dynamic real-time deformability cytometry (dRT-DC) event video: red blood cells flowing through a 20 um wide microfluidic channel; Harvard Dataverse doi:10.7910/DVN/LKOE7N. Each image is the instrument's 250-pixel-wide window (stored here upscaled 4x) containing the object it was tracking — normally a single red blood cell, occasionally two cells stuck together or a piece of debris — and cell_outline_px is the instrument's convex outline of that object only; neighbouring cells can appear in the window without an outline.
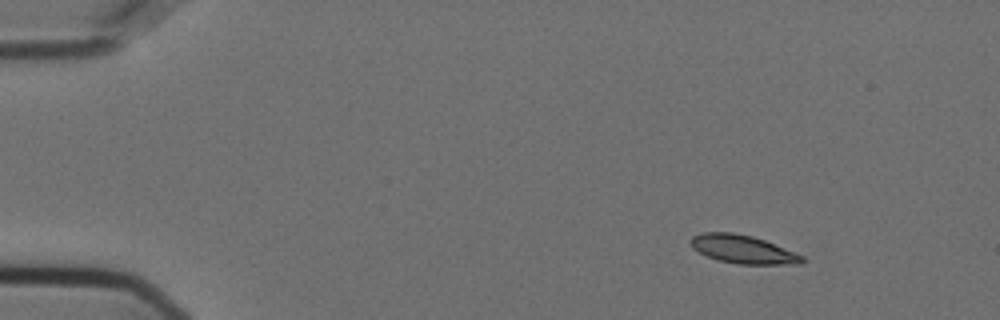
{"species": "Egyptian fruit bat (a non-hibernating species)", "species_latin": "Rousettus aegyptiacus", "temperature_condition": "cold", "stored_images_in_passage": 50, "camera_frame_rate_fps": 3000, "um_per_image_px": 0.085, "animal": {"sex": "female"}, "frame": {"image": 1, "passage_image": 1, "time_ms": 0.0, "image_size_px": [1000, 320], "cell_outline_px": [[804, 260], [800, 264], [740, 264], [720, 260], [708, 256], [692, 248], [688, 240], [692, 236], [704, 232], [732, 232], [752, 236], [764, 240], [804, 256]], "centroid_in_image_um": [63.12, 21.18], "position_along_channel_um": 21.9, "area_um2": 18.21}}
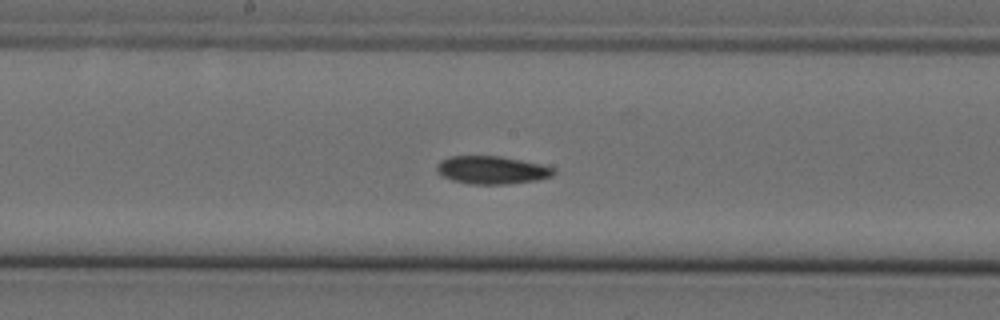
{"frame": {"image": 2, "passage_image": 24, "time_ms": 7.667, "image_size_px": [1000, 320], "cell_outline_px": [[556, 172], [552, 176], [536, 180], [508, 184], [468, 184], [452, 180], [440, 176], [436, 172], [436, 164], [440, 160], [448, 156], [500, 156], [540, 164], [552, 168]], "centroid_in_image_um": [41.73, 14.45], "position_along_channel_um": 206.5, "area_um2": 19.13}}
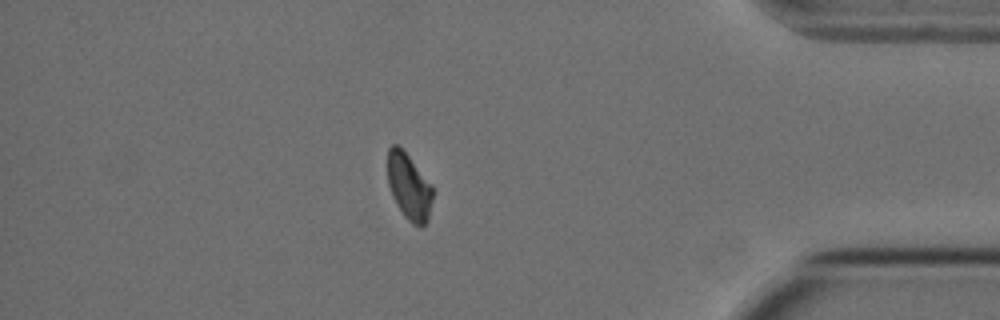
{"frame": {"image": 3, "passage_image": 43, "time_ms": 14.0, "image_size_px": [1000, 320], "cell_outline_px": [[432, 200], [428, 220], [420, 228], [412, 224], [404, 216], [392, 196], [388, 184], [388, 148], [392, 144], [396, 144], [408, 156], [432, 184]], "centroid_in_image_um": [34.77, 15.89], "position_along_channel_um": 400.4, "area_um2": 17.28}}